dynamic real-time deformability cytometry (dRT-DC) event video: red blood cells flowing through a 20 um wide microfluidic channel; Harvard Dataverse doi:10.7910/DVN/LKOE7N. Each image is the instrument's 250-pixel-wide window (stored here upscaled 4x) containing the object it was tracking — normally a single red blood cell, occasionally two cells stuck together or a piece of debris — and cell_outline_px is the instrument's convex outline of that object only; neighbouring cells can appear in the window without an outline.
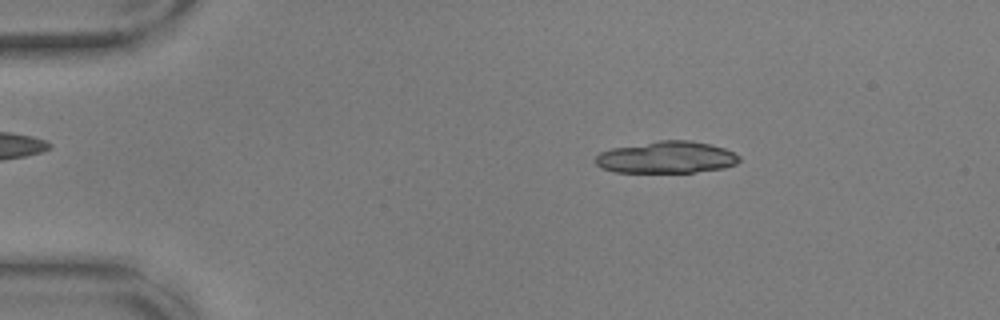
{"species": "common noctule bat (a hibernating species)", "species_latin": "Nyctalus noctula", "temperature_condition": "warm", "stored_images_in_passage": 13, "camera_frame_rate_fps": 3000, "um_per_image_px": 0.085, "animal": {"sex": "male", "body_mass_g": 17.9, "forearm_length_mm": 54.2}, "frame": {"image": 1, "passage_image": 7, "time_ms": 2.0, "image_size_px": [1000, 320], "cell_outline_px": [[740, 160], [736, 164], [724, 168], [692, 172], [616, 172], [600, 168], [596, 164], [596, 156], [600, 152], [612, 148], [660, 140], [692, 140], [712, 144], [724, 148], [740, 156]], "centroid_in_image_um": [56.66, 13.37], "position_along_channel_um": 28.3, "area_um2": 26.76}}